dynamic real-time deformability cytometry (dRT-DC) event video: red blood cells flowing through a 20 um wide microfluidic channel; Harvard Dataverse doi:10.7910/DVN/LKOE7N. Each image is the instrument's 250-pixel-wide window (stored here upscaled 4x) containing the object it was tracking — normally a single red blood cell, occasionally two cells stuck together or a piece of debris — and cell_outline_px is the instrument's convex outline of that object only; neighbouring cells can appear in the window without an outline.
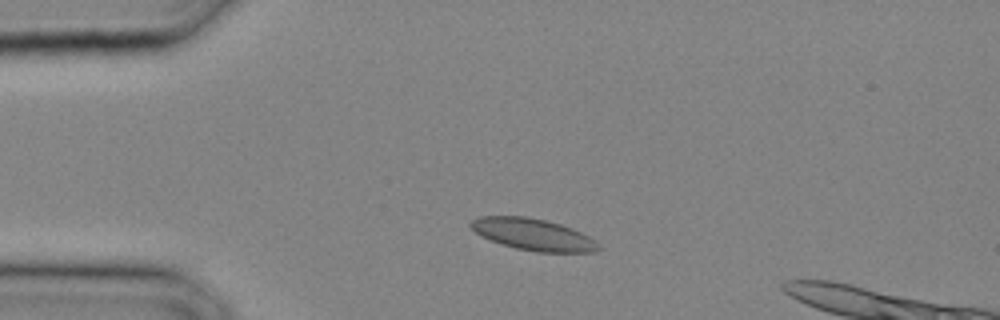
{"species": "common noctule bat (a hibernating species)", "species_latin": "Nyctalus noctula", "temperature_condition": "cold", "stored_images_in_passage": 17, "camera_frame_rate_fps": 3000, "um_per_image_px": 0.085, "animal": {"sex": "male", "body_mass_g": 20.4}, "frame": {"image": 1, "passage_image": 5, "time_ms": 1.333, "image_size_px": [1000, 320], "cell_outline_px": [[604, 248], [596, 252], [536, 252], [516, 248], [492, 240], [476, 232], [468, 224], [472, 220], [480, 216], [528, 216], [560, 224], [572, 228], [596, 240]], "centroid_in_image_um": [45.39, 19.93], "position_along_channel_um": 39.6, "area_um2": 23.52}}
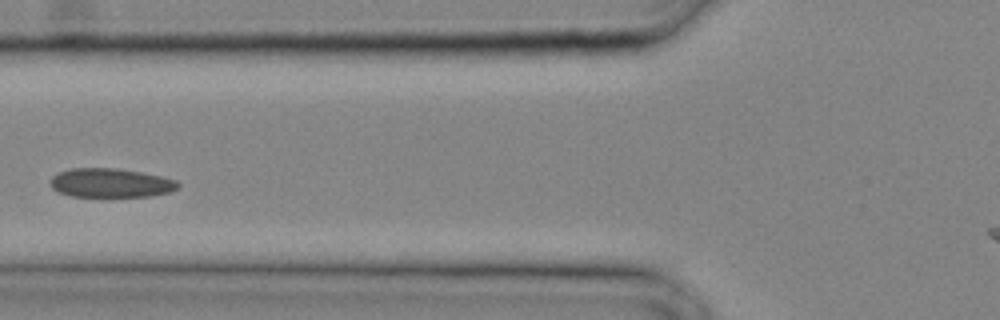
{"frame": {"image": 2, "passage_image": 10, "time_ms": 3.0, "image_size_px": [1000, 320], "cell_outline_px": [[180, 188], [168, 192], [148, 196], [72, 196], [56, 192], [48, 184], [52, 176], [56, 172], [68, 168], [116, 168], [140, 172], [160, 176], [176, 180], [180, 184]], "centroid_in_image_um": [9.34, 15.54], "position_along_channel_um": 116.5, "area_um2": 21.73}}
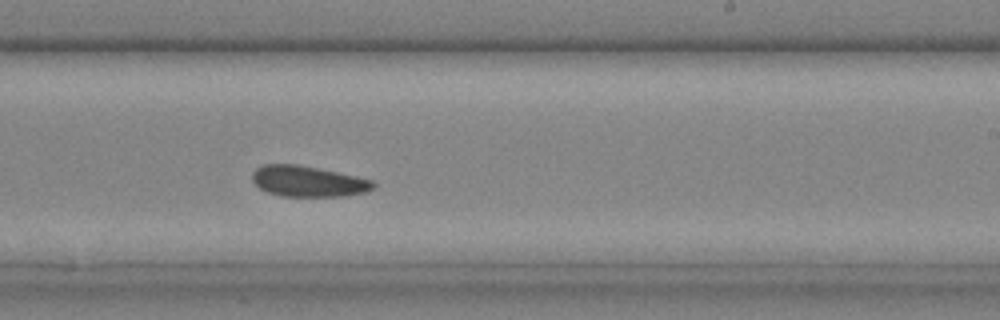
{"frame": {"image": 3, "passage_image": 17, "time_ms": 5.333, "image_size_px": [1000, 320], "cell_outline_px": [[376, 184], [372, 188], [364, 192], [344, 196], [280, 196], [268, 192], [260, 188], [252, 180], [252, 172], [256, 168], [264, 164], [296, 164], [356, 176], [372, 180]], "centroid_in_image_um": [26.15, 15.41], "position_along_channel_um": 262.9, "area_um2": 21.5}}